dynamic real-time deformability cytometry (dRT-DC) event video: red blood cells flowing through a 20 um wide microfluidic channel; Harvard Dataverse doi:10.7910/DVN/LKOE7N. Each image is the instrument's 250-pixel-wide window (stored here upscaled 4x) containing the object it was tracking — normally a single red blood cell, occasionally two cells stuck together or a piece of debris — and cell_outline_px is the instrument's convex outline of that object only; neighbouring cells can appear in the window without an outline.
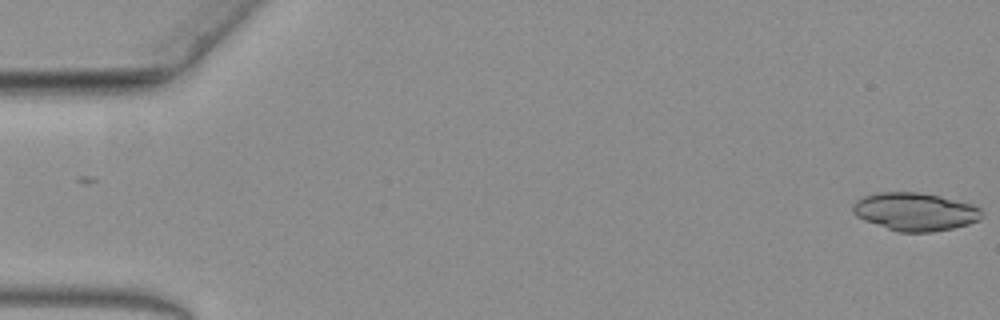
{"species": "common noctule bat (a hibernating species)", "species_latin": "Nyctalus noctula", "temperature_condition": "warm", "stored_images_in_passage": 40, "camera_frame_rate_fps": 3000, "um_per_image_px": 0.085, "animal": {"sex": "female", "body_mass_g": 19.3, "forearm_length_mm": 54.1}, "frame": {"image": 1, "passage_image": 1, "time_ms": 0.0, "image_size_px": [1000, 320], "cell_outline_px": [[984, 212], [980, 220], [968, 224], [952, 228], [932, 232], [896, 232], [864, 220], [856, 216], [852, 212], [852, 204], [856, 200], [864, 196], [876, 192], [920, 192], [940, 196], [972, 204], [980, 208]], "centroid_in_image_um": [77.77, 17.99], "position_along_channel_um": 7.2, "area_um2": 28.84}}
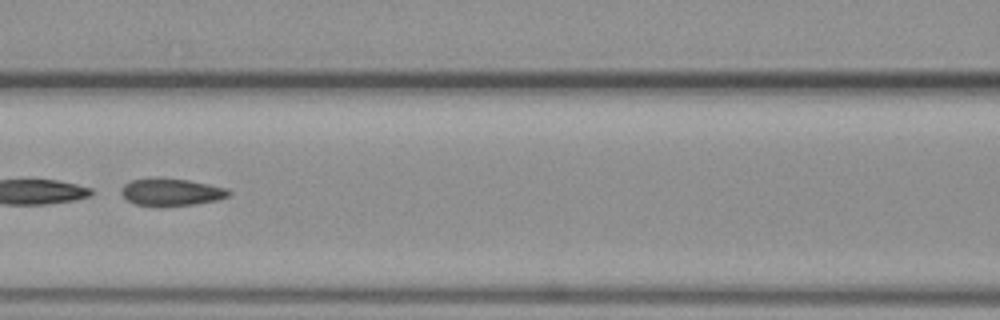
{"frame": {"image": 2, "passage_image": 28, "time_ms": 9.0, "image_size_px": [1000, 320], "cell_outline_px": [[232, 192], [228, 196], [216, 200], [196, 204], [164, 208], [160, 208], [136, 204], [128, 200], [120, 192], [120, 188], [124, 184], [132, 180], [188, 180], [228, 188]], "centroid_in_image_um": [14.58, 16.39], "position_along_channel_um": 152.0, "area_um2": 16.94}}